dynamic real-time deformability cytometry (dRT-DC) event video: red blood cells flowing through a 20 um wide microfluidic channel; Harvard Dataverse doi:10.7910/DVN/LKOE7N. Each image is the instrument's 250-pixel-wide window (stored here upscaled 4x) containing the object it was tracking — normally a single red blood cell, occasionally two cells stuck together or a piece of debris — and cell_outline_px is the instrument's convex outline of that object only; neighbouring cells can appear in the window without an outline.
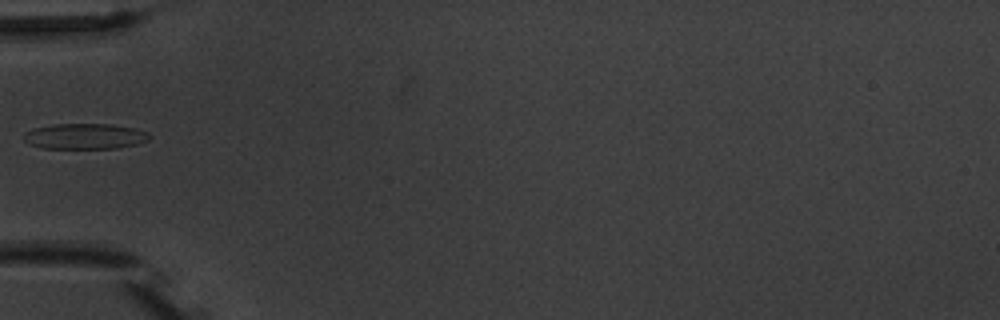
{"species": "common noctule bat (a hibernating species)", "species_latin": "Nyctalus noctula", "temperature_condition": "warm", "stored_images_in_passage": 2, "camera_frame_rate_fps": 3000, "um_per_image_px": 0.085, "animal": {"sex": "male", "body_mass_g": 20.1, "forearm_length_mm": 53.5}, "frame": {"image": 1, "passage_image": 2, "time_ms": 1.0, "image_size_px": [1000, 320], "cell_outline_px": [[152, 136], [148, 140], [136, 144], [116, 148], [40, 148], [28, 144], [24, 140], [24, 132], [32, 128], [52, 124], [108, 124], [132, 128], [148, 132]], "centroid_in_image_um": [7.16, 11.58], "position_along_channel_um": 77.8, "area_um2": 18.79}}